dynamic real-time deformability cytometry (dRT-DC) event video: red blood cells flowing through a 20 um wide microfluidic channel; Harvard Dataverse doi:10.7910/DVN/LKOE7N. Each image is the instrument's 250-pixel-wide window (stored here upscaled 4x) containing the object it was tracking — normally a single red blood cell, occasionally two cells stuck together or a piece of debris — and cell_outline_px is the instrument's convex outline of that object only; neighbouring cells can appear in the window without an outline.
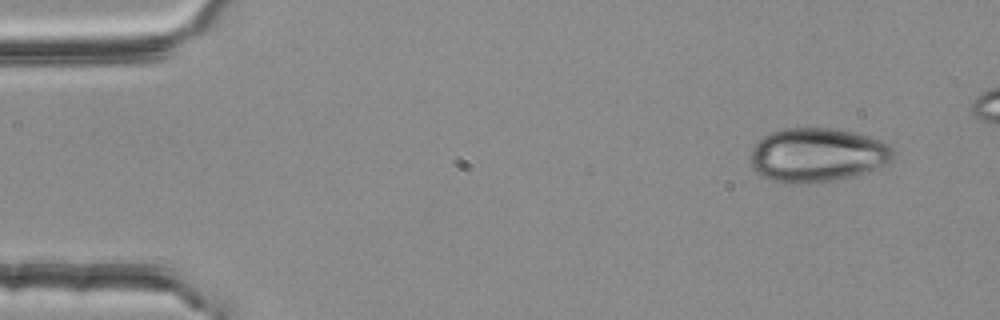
{"species": "common noctule bat (a hibernating species)", "species_latin": "Nyctalus noctula", "temperature_condition": "room temperature", "stored_images_in_passage": 4, "camera_frame_rate_fps": 3000, "um_per_image_px": 0.085, "animal": {"sex": "female", "body_mass_g": 25.1}, "frame": {"image": 1, "passage_image": 1, "time_ms": 0.0, "image_size_px": [1000, 320], "cell_outline_px": [[896, 152], [884, 164], [864, 172], [852, 176], [832, 180], [800, 184], [784, 184], [760, 176], [752, 168], [752, 148], [764, 136], [772, 132], [784, 128], [832, 128], [856, 132], [880, 140], [888, 144]], "centroid_in_image_um": [69.44, 13.17], "position_along_channel_um": 15.6, "area_um2": 44.68}}